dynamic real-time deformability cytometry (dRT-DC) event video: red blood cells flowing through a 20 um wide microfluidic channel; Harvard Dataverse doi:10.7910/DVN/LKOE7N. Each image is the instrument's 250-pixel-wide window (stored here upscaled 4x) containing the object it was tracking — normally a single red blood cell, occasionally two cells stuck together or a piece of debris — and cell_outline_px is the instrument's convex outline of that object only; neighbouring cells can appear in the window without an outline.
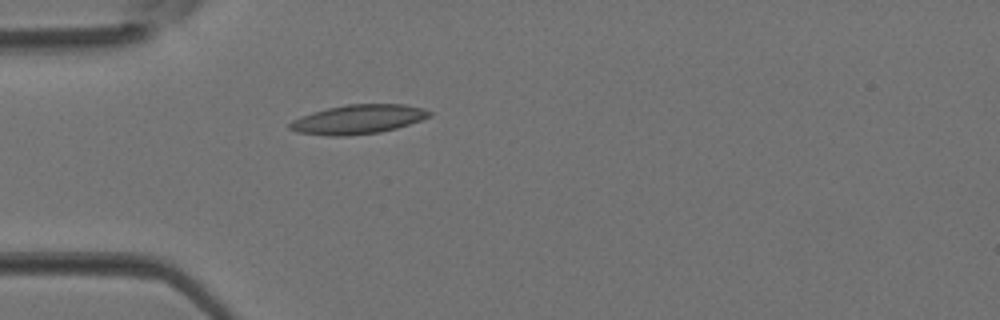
{"species": "Egyptian fruit bat (a non-hibernating species)", "species_latin": "Rousettus aegyptiacus", "temperature_condition": "room temperature", "stored_images_in_passage": 3, "camera_frame_rate_fps": 3000, "um_per_image_px": 0.085, "animal": {"sex": "female"}, "frame": {"image": 1, "passage_image": 3, "time_ms": 0.667, "image_size_px": [1000, 320], "cell_outline_px": [[432, 116], [396, 128], [380, 132], [348, 136], [332, 136], [296, 132], [288, 128], [288, 124], [292, 120], [300, 116], [312, 112], [344, 104], [404, 104], [424, 108], [432, 112]], "centroid_in_image_um": [30.42, 10.14], "position_along_channel_um": 54.6, "area_um2": 23.87}}